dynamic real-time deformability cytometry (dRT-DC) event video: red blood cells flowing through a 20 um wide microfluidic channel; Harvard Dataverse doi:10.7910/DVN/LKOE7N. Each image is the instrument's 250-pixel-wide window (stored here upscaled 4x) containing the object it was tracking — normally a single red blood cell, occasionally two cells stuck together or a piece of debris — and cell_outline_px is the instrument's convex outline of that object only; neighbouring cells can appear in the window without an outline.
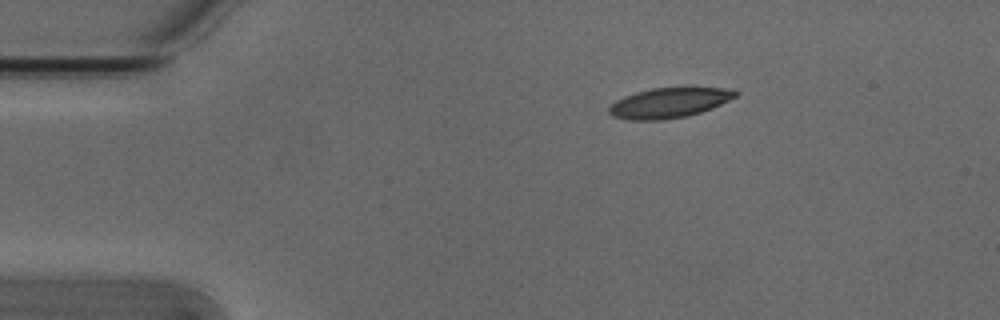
{"species": "Egyptian fruit bat (a non-hibernating species)", "species_latin": "Rousettus aegyptiacus", "temperature_condition": "cold", "stored_images_in_passage": 18, "camera_frame_rate_fps": 3000, "um_per_image_px": 0.085, "animal": {"sex": "male"}, "frame": {"image": 1, "passage_image": 1, "time_ms": 0.0, "image_size_px": [1000, 320], "cell_outline_px": [[740, 92], [736, 96], [712, 108], [688, 116], [660, 120], [628, 120], [612, 116], [608, 112], [608, 108], [616, 100], [624, 96], [636, 92], [652, 88], [724, 88]], "centroid_in_image_um": [56.83, 8.75], "position_along_channel_um": 28.2, "area_um2": 21.96}}
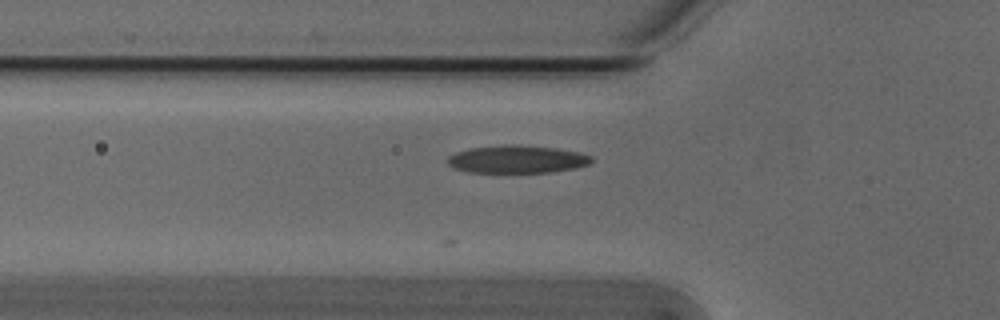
{"frame": {"image": 2, "passage_image": 10, "time_ms": 3.0, "image_size_px": [1000, 320], "cell_outline_px": [[592, 160], [588, 164], [576, 168], [552, 172], [468, 172], [452, 168], [448, 164], [448, 156], [456, 152], [468, 148], [504, 144], [516, 144], [556, 148], [580, 152], [592, 156]], "centroid_in_image_um": [43.93, 13.53], "position_along_channel_um": 81.9, "area_um2": 23.47}}
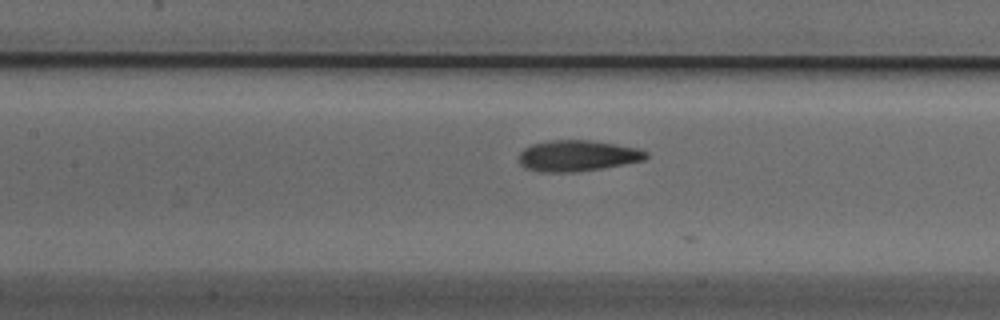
{"frame": {"image": 3, "passage_image": 16, "time_ms": 5.0, "image_size_px": [1000, 320], "cell_outline_px": [[648, 156], [644, 160], [600, 168], [576, 172], [540, 172], [524, 168], [520, 164], [520, 152], [524, 148], [532, 144], [548, 140], [592, 140], [640, 148], [648, 152]], "centroid_in_image_um": [49.08, 13.23], "position_along_channel_um": 158.3, "area_um2": 23.06}}